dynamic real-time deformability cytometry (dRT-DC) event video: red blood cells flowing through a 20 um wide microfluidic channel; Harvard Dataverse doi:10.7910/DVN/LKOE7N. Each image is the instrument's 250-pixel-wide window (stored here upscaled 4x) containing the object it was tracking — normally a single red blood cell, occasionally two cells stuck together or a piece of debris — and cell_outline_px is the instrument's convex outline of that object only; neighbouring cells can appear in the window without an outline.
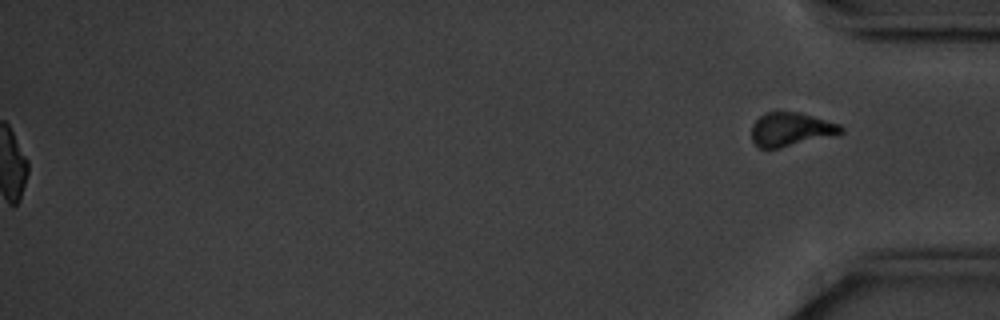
{"species": "common noctule bat (a hibernating species)", "species_latin": "Nyctalus noctula", "temperature_condition": "cold", "stored_images_in_passage": 56, "segment_of_instrument_passage": [2, 2], "camera_frame_rate_fps": 3000, "um_per_image_px": 0.085, "animal": {"sex": "male", "body_mass_g": 20.1, "forearm_length_mm": 53.5}, "frame": {"image": 1, "passage_image": 56, "time_ms": 18.333, "image_size_px": [1000, 320], "cell_outline_px": [[844, 132], [836, 136], [780, 148], [760, 148], [752, 140], [752, 124], [764, 112], [800, 112], [840, 124], [844, 128]], "centroid_in_image_um": [67.27, 11.0], "position_along_channel_um": 367.9, "area_um2": 17.8}}